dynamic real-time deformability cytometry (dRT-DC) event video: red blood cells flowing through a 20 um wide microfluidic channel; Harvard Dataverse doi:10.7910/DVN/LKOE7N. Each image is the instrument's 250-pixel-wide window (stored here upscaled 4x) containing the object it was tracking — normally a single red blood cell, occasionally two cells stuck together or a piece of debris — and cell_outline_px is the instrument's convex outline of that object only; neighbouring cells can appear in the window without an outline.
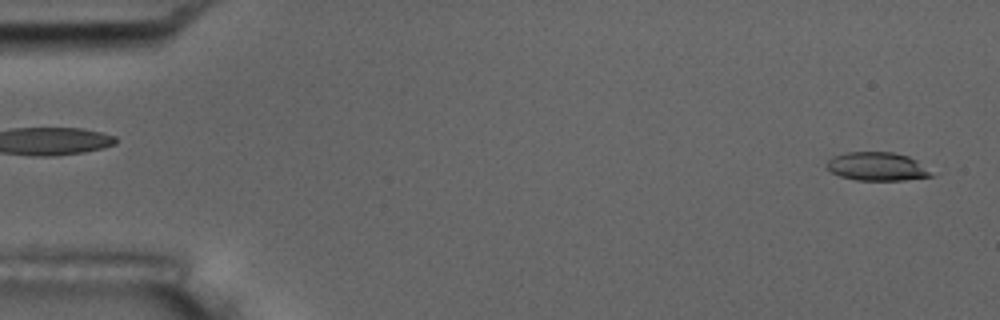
{"species": "common noctule bat (a hibernating species)", "species_latin": "Nyctalus noctula", "temperature_condition": "room temperature", "stored_images_in_passage": 5, "segment_of_instrument_passage": [2, 2], "camera_frame_rate_fps": 3000, "um_per_image_px": 0.085, "animal": {"sex": "male", "body_mass_g": 17.5, "forearm_length_mm": 52.3}, "frame": {"image": 1, "passage_image": 5, "time_ms": 5.333, "image_size_px": [1000, 320], "cell_outline_px": [[936, 176], [904, 180], [856, 180], [840, 176], [832, 172], [828, 168], [828, 160], [832, 156], [844, 152], [892, 152], [908, 156], [916, 160]], "centroid_in_image_um": [74.56, 14.15], "position_along_channel_um": 10.4, "area_um2": 17.28}}